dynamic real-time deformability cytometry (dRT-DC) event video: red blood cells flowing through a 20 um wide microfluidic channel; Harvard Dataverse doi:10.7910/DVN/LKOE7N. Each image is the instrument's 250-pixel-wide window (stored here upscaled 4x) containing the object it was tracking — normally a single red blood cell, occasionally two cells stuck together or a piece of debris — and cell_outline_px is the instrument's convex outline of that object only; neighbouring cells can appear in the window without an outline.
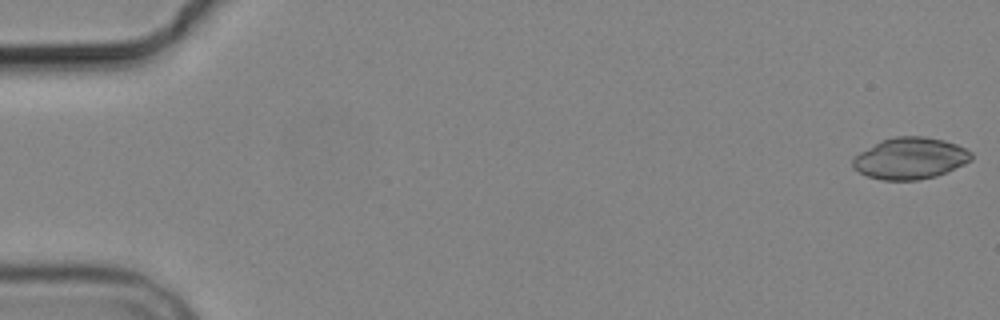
{"species": "common noctule bat (a hibernating species)", "species_latin": "Nyctalus noctula", "temperature_condition": "cold", "stored_images_in_passage": 2, "camera_frame_rate_fps": 3000, "um_per_image_px": 0.085, "animal": {"sex": "male", "body_mass_g": 19.2, "forearm_length_mm": 51.8}, "frame": {"image": 1, "passage_image": 1, "time_ms": 0.0, "image_size_px": [1000, 320], "cell_outline_px": [[972, 160], [964, 164], [936, 176], [916, 180], [884, 180], [868, 176], [852, 168], [852, 160], [860, 152], [880, 140], [896, 136], [924, 136], [944, 140], [956, 144], [972, 152]], "centroid_in_image_um": [77.36, 13.45], "position_along_channel_um": 7.6, "area_um2": 28.61}}